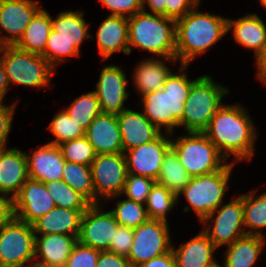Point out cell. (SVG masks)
<instances>
[{
	"label": "cell",
	"mask_w": 266,
	"mask_h": 267,
	"mask_svg": "<svg viewBox=\"0 0 266 267\" xmlns=\"http://www.w3.org/2000/svg\"><path fill=\"white\" fill-rule=\"evenodd\" d=\"M219 152L235 161H250L254 154L256 128L247 110L240 104H223L203 132Z\"/></svg>",
	"instance_id": "1"
},
{
	"label": "cell",
	"mask_w": 266,
	"mask_h": 267,
	"mask_svg": "<svg viewBox=\"0 0 266 267\" xmlns=\"http://www.w3.org/2000/svg\"><path fill=\"white\" fill-rule=\"evenodd\" d=\"M179 74L171 73L167 76L162 89L144 94L140 101L143 106L144 116L162 132L173 134L174 128L179 127V122L184 114V105L192 84L197 80H190L186 74L188 65L181 64ZM182 71V72H181Z\"/></svg>",
	"instance_id": "2"
},
{
	"label": "cell",
	"mask_w": 266,
	"mask_h": 267,
	"mask_svg": "<svg viewBox=\"0 0 266 267\" xmlns=\"http://www.w3.org/2000/svg\"><path fill=\"white\" fill-rule=\"evenodd\" d=\"M198 6L176 20V60L189 65L228 32V18L200 12Z\"/></svg>",
	"instance_id": "3"
},
{
	"label": "cell",
	"mask_w": 266,
	"mask_h": 267,
	"mask_svg": "<svg viewBox=\"0 0 266 267\" xmlns=\"http://www.w3.org/2000/svg\"><path fill=\"white\" fill-rule=\"evenodd\" d=\"M161 56L176 63V21L159 14L140 11L128 18V47Z\"/></svg>",
	"instance_id": "4"
},
{
	"label": "cell",
	"mask_w": 266,
	"mask_h": 267,
	"mask_svg": "<svg viewBox=\"0 0 266 267\" xmlns=\"http://www.w3.org/2000/svg\"><path fill=\"white\" fill-rule=\"evenodd\" d=\"M228 88L217 84L212 77L202 75L192 84L184 105V114L179 127L188 132H204L217 110Z\"/></svg>",
	"instance_id": "5"
},
{
	"label": "cell",
	"mask_w": 266,
	"mask_h": 267,
	"mask_svg": "<svg viewBox=\"0 0 266 267\" xmlns=\"http://www.w3.org/2000/svg\"><path fill=\"white\" fill-rule=\"evenodd\" d=\"M235 163H227L221 170L210 174L192 177L185 188L177 194V202L183 194L190 205L184 207V212H189L192 207L200 222L214 212L223 203Z\"/></svg>",
	"instance_id": "6"
},
{
	"label": "cell",
	"mask_w": 266,
	"mask_h": 267,
	"mask_svg": "<svg viewBox=\"0 0 266 267\" xmlns=\"http://www.w3.org/2000/svg\"><path fill=\"white\" fill-rule=\"evenodd\" d=\"M186 134L176 141L171 139V149L191 177L213 173L227 164V159L203 132Z\"/></svg>",
	"instance_id": "7"
},
{
	"label": "cell",
	"mask_w": 266,
	"mask_h": 267,
	"mask_svg": "<svg viewBox=\"0 0 266 267\" xmlns=\"http://www.w3.org/2000/svg\"><path fill=\"white\" fill-rule=\"evenodd\" d=\"M0 54L9 84L38 88L50 86V76L55 69L42 55L22 51L16 46H1Z\"/></svg>",
	"instance_id": "8"
},
{
	"label": "cell",
	"mask_w": 266,
	"mask_h": 267,
	"mask_svg": "<svg viewBox=\"0 0 266 267\" xmlns=\"http://www.w3.org/2000/svg\"><path fill=\"white\" fill-rule=\"evenodd\" d=\"M34 247L35 233L31 224L13 216L0 227V267H34Z\"/></svg>",
	"instance_id": "9"
},
{
	"label": "cell",
	"mask_w": 266,
	"mask_h": 267,
	"mask_svg": "<svg viewBox=\"0 0 266 267\" xmlns=\"http://www.w3.org/2000/svg\"><path fill=\"white\" fill-rule=\"evenodd\" d=\"M90 169L95 192V204H100V200L103 201V199L110 200L121 197L128 174L123 152L96 155Z\"/></svg>",
	"instance_id": "10"
},
{
	"label": "cell",
	"mask_w": 266,
	"mask_h": 267,
	"mask_svg": "<svg viewBox=\"0 0 266 267\" xmlns=\"http://www.w3.org/2000/svg\"><path fill=\"white\" fill-rule=\"evenodd\" d=\"M134 231V239L127 259L131 267H138L154 257L172 250L168 222L148 219Z\"/></svg>",
	"instance_id": "11"
},
{
	"label": "cell",
	"mask_w": 266,
	"mask_h": 267,
	"mask_svg": "<svg viewBox=\"0 0 266 267\" xmlns=\"http://www.w3.org/2000/svg\"><path fill=\"white\" fill-rule=\"evenodd\" d=\"M214 214L216 215L214 216ZM201 222L206 225L203 232L217 248L223 245L228 246L235 240L242 238L246 235L245 229H243V194L228 204L222 203ZM209 223L211 224L209 225Z\"/></svg>",
	"instance_id": "12"
},
{
	"label": "cell",
	"mask_w": 266,
	"mask_h": 267,
	"mask_svg": "<svg viewBox=\"0 0 266 267\" xmlns=\"http://www.w3.org/2000/svg\"><path fill=\"white\" fill-rule=\"evenodd\" d=\"M164 134L161 132L154 140L124 152L128 173L157 180L173 136Z\"/></svg>",
	"instance_id": "13"
},
{
	"label": "cell",
	"mask_w": 266,
	"mask_h": 267,
	"mask_svg": "<svg viewBox=\"0 0 266 267\" xmlns=\"http://www.w3.org/2000/svg\"><path fill=\"white\" fill-rule=\"evenodd\" d=\"M101 204H92L81 217L78 242L99 251H108L119 223Z\"/></svg>",
	"instance_id": "14"
},
{
	"label": "cell",
	"mask_w": 266,
	"mask_h": 267,
	"mask_svg": "<svg viewBox=\"0 0 266 267\" xmlns=\"http://www.w3.org/2000/svg\"><path fill=\"white\" fill-rule=\"evenodd\" d=\"M37 0H0V47L15 46L34 15L42 8ZM4 29L10 35L1 36Z\"/></svg>",
	"instance_id": "15"
},
{
	"label": "cell",
	"mask_w": 266,
	"mask_h": 267,
	"mask_svg": "<svg viewBox=\"0 0 266 267\" xmlns=\"http://www.w3.org/2000/svg\"><path fill=\"white\" fill-rule=\"evenodd\" d=\"M12 202L14 216L31 225L56 206L45 183L31 178L24 182Z\"/></svg>",
	"instance_id": "16"
},
{
	"label": "cell",
	"mask_w": 266,
	"mask_h": 267,
	"mask_svg": "<svg viewBox=\"0 0 266 267\" xmlns=\"http://www.w3.org/2000/svg\"><path fill=\"white\" fill-rule=\"evenodd\" d=\"M126 73L119 66L109 65L102 68L96 84V96L102 113L118 115L125 109L128 99Z\"/></svg>",
	"instance_id": "17"
},
{
	"label": "cell",
	"mask_w": 266,
	"mask_h": 267,
	"mask_svg": "<svg viewBox=\"0 0 266 267\" xmlns=\"http://www.w3.org/2000/svg\"><path fill=\"white\" fill-rule=\"evenodd\" d=\"M26 159L29 178L42 183L62 180L65 159L59 145H40L32 155L26 152Z\"/></svg>",
	"instance_id": "18"
},
{
	"label": "cell",
	"mask_w": 266,
	"mask_h": 267,
	"mask_svg": "<svg viewBox=\"0 0 266 267\" xmlns=\"http://www.w3.org/2000/svg\"><path fill=\"white\" fill-rule=\"evenodd\" d=\"M85 136L96 155L123 152L117 115L101 112L90 123Z\"/></svg>",
	"instance_id": "19"
},
{
	"label": "cell",
	"mask_w": 266,
	"mask_h": 267,
	"mask_svg": "<svg viewBox=\"0 0 266 267\" xmlns=\"http://www.w3.org/2000/svg\"><path fill=\"white\" fill-rule=\"evenodd\" d=\"M76 236L66 234L35 235L34 267H64L74 245Z\"/></svg>",
	"instance_id": "20"
},
{
	"label": "cell",
	"mask_w": 266,
	"mask_h": 267,
	"mask_svg": "<svg viewBox=\"0 0 266 267\" xmlns=\"http://www.w3.org/2000/svg\"><path fill=\"white\" fill-rule=\"evenodd\" d=\"M123 153L154 140L160 133L143 112L125 109L117 115Z\"/></svg>",
	"instance_id": "21"
},
{
	"label": "cell",
	"mask_w": 266,
	"mask_h": 267,
	"mask_svg": "<svg viewBox=\"0 0 266 267\" xmlns=\"http://www.w3.org/2000/svg\"><path fill=\"white\" fill-rule=\"evenodd\" d=\"M28 178L26 152L4 148L0 154V194L13 199Z\"/></svg>",
	"instance_id": "22"
},
{
	"label": "cell",
	"mask_w": 266,
	"mask_h": 267,
	"mask_svg": "<svg viewBox=\"0 0 266 267\" xmlns=\"http://www.w3.org/2000/svg\"><path fill=\"white\" fill-rule=\"evenodd\" d=\"M97 46L102 60L115 52L129 54L128 18L109 15L103 20L97 30Z\"/></svg>",
	"instance_id": "23"
},
{
	"label": "cell",
	"mask_w": 266,
	"mask_h": 267,
	"mask_svg": "<svg viewBox=\"0 0 266 267\" xmlns=\"http://www.w3.org/2000/svg\"><path fill=\"white\" fill-rule=\"evenodd\" d=\"M217 249L203 231L178 249L172 246L176 267H215L219 264L213 254Z\"/></svg>",
	"instance_id": "24"
},
{
	"label": "cell",
	"mask_w": 266,
	"mask_h": 267,
	"mask_svg": "<svg viewBox=\"0 0 266 267\" xmlns=\"http://www.w3.org/2000/svg\"><path fill=\"white\" fill-rule=\"evenodd\" d=\"M85 211L55 206L32 224L34 233L35 235L66 234L78 238L81 217Z\"/></svg>",
	"instance_id": "25"
},
{
	"label": "cell",
	"mask_w": 266,
	"mask_h": 267,
	"mask_svg": "<svg viewBox=\"0 0 266 267\" xmlns=\"http://www.w3.org/2000/svg\"><path fill=\"white\" fill-rule=\"evenodd\" d=\"M227 30H232L238 44L254 50L256 59L263 52L266 45V23L257 14H248L236 20L228 18Z\"/></svg>",
	"instance_id": "26"
},
{
	"label": "cell",
	"mask_w": 266,
	"mask_h": 267,
	"mask_svg": "<svg viewBox=\"0 0 266 267\" xmlns=\"http://www.w3.org/2000/svg\"><path fill=\"white\" fill-rule=\"evenodd\" d=\"M265 245L261 236L245 235L235 240L227 246L224 267H252Z\"/></svg>",
	"instance_id": "27"
},
{
	"label": "cell",
	"mask_w": 266,
	"mask_h": 267,
	"mask_svg": "<svg viewBox=\"0 0 266 267\" xmlns=\"http://www.w3.org/2000/svg\"><path fill=\"white\" fill-rule=\"evenodd\" d=\"M52 30V16L41 8L25 29L22 38L15 45L18 49L42 55Z\"/></svg>",
	"instance_id": "28"
},
{
	"label": "cell",
	"mask_w": 266,
	"mask_h": 267,
	"mask_svg": "<svg viewBox=\"0 0 266 267\" xmlns=\"http://www.w3.org/2000/svg\"><path fill=\"white\" fill-rule=\"evenodd\" d=\"M133 82L142 95L162 89L171 70L163 60L148 58L141 61L134 69Z\"/></svg>",
	"instance_id": "29"
},
{
	"label": "cell",
	"mask_w": 266,
	"mask_h": 267,
	"mask_svg": "<svg viewBox=\"0 0 266 267\" xmlns=\"http://www.w3.org/2000/svg\"><path fill=\"white\" fill-rule=\"evenodd\" d=\"M84 11H66L60 12L57 18L52 17V30L57 32V35L65 38L80 52V45L84 39H93L88 32L89 25L84 20Z\"/></svg>",
	"instance_id": "30"
},
{
	"label": "cell",
	"mask_w": 266,
	"mask_h": 267,
	"mask_svg": "<svg viewBox=\"0 0 266 267\" xmlns=\"http://www.w3.org/2000/svg\"><path fill=\"white\" fill-rule=\"evenodd\" d=\"M255 191L243 194V222L246 235L266 237L261 229L266 228V192L255 199ZM249 228L250 230L246 229ZM254 230V231H253Z\"/></svg>",
	"instance_id": "31"
},
{
	"label": "cell",
	"mask_w": 266,
	"mask_h": 267,
	"mask_svg": "<svg viewBox=\"0 0 266 267\" xmlns=\"http://www.w3.org/2000/svg\"><path fill=\"white\" fill-rule=\"evenodd\" d=\"M191 178L179 162L175 152L170 149L164 156L156 183L177 195L185 188Z\"/></svg>",
	"instance_id": "32"
},
{
	"label": "cell",
	"mask_w": 266,
	"mask_h": 267,
	"mask_svg": "<svg viewBox=\"0 0 266 267\" xmlns=\"http://www.w3.org/2000/svg\"><path fill=\"white\" fill-rule=\"evenodd\" d=\"M62 180L74 191L95 204V192L90 166L65 161Z\"/></svg>",
	"instance_id": "33"
},
{
	"label": "cell",
	"mask_w": 266,
	"mask_h": 267,
	"mask_svg": "<svg viewBox=\"0 0 266 267\" xmlns=\"http://www.w3.org/2000/svg\"><path fill=\"white\" fill-rule=\"evenodd\" d=\"M63 109L85 131L94 118L101 113L99 100L94 91L82 94L69 107Z\"/></svg>",
	"instance_id": "34"
},
{
	"label": "cell",
	"mask_w": 266,
	"mask_h": 267,
	"mask_svg": "<svg viewBox=\"0 0 266 267\" xmlns=\"http://www.w3.org/2000/svg\"><path fill=\"white\" fill-rule=\"evenodd\" d=\"M177 204V195L157 183L151 188L145 207L149 219L167 222V214Z\"/></svg>",
	"instance_id": "35"
},
{
	"label": "cell",
	"mask_w": 266,
	"mask_h": 267,
	"mask_svg": "<svg viewBox=\"0 0 266 267\" xmlns=\"http://www.w3.org/2000/svg\"><path fill=\"white\" fill-rule=\"evenodd\" d=\"M45 186L57 207L72 210H87L92 205L84 196L74 191L63 180L45 183Z\"/></svg>",
	"instance_id": "36"
},
{
	"label": "cell",
	"mask_w": 266,
	"mask_h": 267,
	"mask_svg": "<svg viewBox=\"0 0 266 267\" xmlns=\"http://www.w3.org/2000/svg\"><path fill=\"white\" fill-rule=\"evenodd\" d=\"M110 212L119 225L131 229H135L149 219L145 204L130 199L118 200L116 208L112 209Z\"/></svg>",
	"instance_id": "37"
},
{
	"label": "cell",
	"mask_w": 266,
	"mask_h": 267,
	"mask_svg": "<svg viewBox=\"0 0 266 267\" xmlns=\"http://www.w3.org/2000/svg\"><path fill=\"white\" fill-rule=\"evenodd\" d=\"M48 130L55 136V139L48 143L55 145L85 136V130L70 118L65 110L54 116Z\"/></svg>",
	"instance_id": "38"
},
{
	"label": "cell",
	"mask_w": 266,
	"mask_h": 267,
	"mask_svg": "<svg viewBox=\"0 0 266 267\" xmlns=\"http://www.w3.org/2000/svg\"><path fill=\"white\" fill-rule=\"evenodd\" d=\"M79 55L80 52L73 46V43L58 36L56 31L51 30L42 56L54 69L60 62L67 60V57Z\"/></svg>",
	"instance_id": "39"
},
{
	"label": "cell",
	"mask_w": 266,
	"mask_h": 267,
	"mask_svg": "<svg viewBox=\"0 0 266 267\" xmlns=\"http://www.w3.org/2000/svg\"><path fill=\"white\" fill-rule=\"evenodd\" d=\"M59 147L68 162L90 166L96 156L86 136L62 142Z\"/></svg>",
	"instance_id": "40"
},
{
	"label": "cell",
	"mask_w": 266,
	"mask_h": 267,
	"mask_svg": "<svg viewBox=\"0 0 266 267\" xmlns=\"http://www.w3.org/2000/svg\"><path fill=\"white\" fill-rule=\"evenodd\" d=\"M155 183L156 181L152 178L128 173L121 195H126L127 199L132 201L146 204L148 195Z\"/></svg>",
	"instance_id": "41"
},
{
	"label": "cell",
	"mask_w": 266,
	"mask_h": 267,
	"mask_svg": "<svg viewBox=\"0 0 266 267\" xmlns=\"http://www.w3.org/2000/svg\"><path fill=\"white\" fill-rule=\"evenodd\" d=\"M100 251L77 242L64 267H96Z\"/></svg>",
	"instance_id": "42"
},
{
	"label": "cell",
	"mask_w": 266,
	"mask_h": 267,
	"mask_svg": "<svg viewBox=\"0 0 266 267\" xmlns=\"http://www.w3.org/2000/svg\"><path fill=\"white\" fill-rule=\"evenodd\" d=\"M109 11L110 15L129 18L143 10L142 0H98Z\"/></svg>",
	"instance_id": "43"
},
{
	"label": "cell",
	"mask_w": 266,
	"mask_h": 267,
	"mask_svg": "<svg viewBox=\"0 0 266 267\" xmlns=\"http://www.w3.org/2000/svg\"><path fill=\"white\" fill-rule=\"evenodd\" d=\"M133 239V229L119 225L108 251L127 258L131 250Z\"/></svg>",
	"instance_id": "44"
},
{
	"label": "cell",
	"mask_w": 266,
	"mask_h": 267,
	"mask_svg": "<svg viewBox=\"0 0 266 267\" xmlns=\"http://www.w3.org/2000/svg\"><path fill=\"white\" fill-rule=\"evenodd\" d=\"M201 0H167L165 6V17L175 21L185 16L196 6H199Z\"/></svg>",
	"instance_id": "45"
},
{
	"label": "cell",
	"mask_w": 266,
	"mask_h": 267,
	"mask_svg": "<svg viewBox=\"0 0 266 267\" xmlns=\"http://www.w3.org/2000/svg\"><path fill=\"white\" fill-rule=\"evenodd\" d=\"M2 104L3 101H0V145L7 148L6 143L11 130L17 102H14L13 105Z\"/></svg>",
	"instance_id": "46"
},
{
	"label": "cell",
	"mask_w": 266,
	"mask_h": 267,
	"mask_svg": "<svg viewBox=\"0 0 266 267\" xmlns=\"http://www.w3.org/2000/svg\"><path fill=\"white\" fill-rule=\"evenodd\" d=\"M96 267H131L127 258L109 251H100Z\"/></svg>",
	"instance_id": "47"
},
{
	"label": "cell",
	"mask_w": 266,
	"mask_h": 267,
	"mask_svg": "<svg viewBox=\"0 0 266 267\" xmlns=\"http://www.w3.org/2000/svg\"><path fill=\"white\" fill-rule=\"evenodd\" d=\"M138 267H176V261L172 250L168 253L154 257Z\"/></svg>",
	"instance_id": "48"
},
{
	"label": "cell",
	"mask_w": 266,
	"mask_h": 267,
	"mask_svg": "<svg viewBox=\"0 0 266 267\" xmlns=\"http://www.w3.org/2000/svg\"><path fill=\"white\" fill-rule=\"evenodd\" d=\"M13 216L12 198L0 194V227L6 224Z\"/></svg>",
	"instance_id": "49"
},
{
	"label": "cell",
	"mask_w": 266,
	"mask_h": 267,
	"mask_svg": "<svg viewBox=\"0 0 266 267\" xmlns=\"http://www.w3.org/2000/svg\"><path fill=\"white\" fill-rule=\"evenodd\" d=\"M257 67V78L262 81L263 85H266V45L263 52L255 60Z\"/></svg>",
	"instance_id": "50"
},
{
	"label": "cell",
	"mask_w": 266,
	"mask_h": 267,
	"mask_svg": "<svg viewBox=\"0 0 266 267\" xmlns=\"http://www.w3.org/2000/svg\"><path fill=\"white\" fill-rule=\"evenodd\" d=\"M166 2L167 0H142L143 11H145V5L148 4V7L153 14L165 16Z\"/></svg>",
	"instance_id": "51"
},
{
	"label": "cell",
	"mask_w": 266,
	"mask_h": 267,
	"mask_svg": "<svg viewBox=\"0 0 266 267\" xmlns=\"http://www.w3.org/2000/svg\"><path fill=\"white\" fill-rule=\"evenodd\" d=\"M10 87L5 68L0 60V101H4L7 90Z\"/></svg>",
	"instance_id": "52"
},
{
	"label": "cell",
	"mask_w": 266,
	"mask_h": 267,
	"mask_svg": "<svg viewBox=\"0 0 266 267\" xmlns=\"http://www.w3.org/2000/svg\"><path fill=\"white\" fill-rule=\"evenodd\" d=\"M260 5L266 9V0H260Z\"/></svg>",
	"instance_id": "53"
},
{
	"label": "cell",
	"mask_w": 266,
	"mask_h": 267,
	"mask_svg": "<svg viewBox=\"0 0 266 267\" xmlns=\"http://www.w3.org/2000/svg\"><path fill=\"white\" fill-rule=\"evenodd\" d=\"M4 146L3 145H0V154H1V152L4 150Z\"/></svg>",
	"instance_id": "54"
}]
</instances>
